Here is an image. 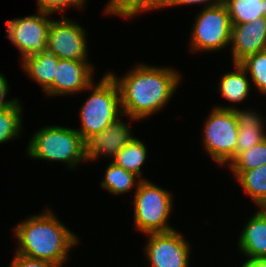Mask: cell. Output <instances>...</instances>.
I'll return each mask as SVG.
<instances>
[{"mask_svg": "<svg viewBox=\"0 0 266 267\" xmlns=\"http://www.w3.org/2000/svg\"><path fill=\"white\" fill-rule=\"evenodd\" d=\"M122 77L108 71L118 85L124 116L138 121L161 112L172 100L182 82V73L171 66L133 65Z\"/></svg>", "mask_w": 266, "mask_h": 267, "instance_id": "1", "label": "cell"}, {"mask_svg": "<svg viewBox=\"0 0 266 267\" xmlns=\"http://www.w3.org/2000/svg\"><path fill=\"white\" fill-rule=\"evenodd\" d=\"M16 253L32 259L68 263L70 251L80 238L48 207L13 227Z\"/></svg>", "mask_w": 266, "mask_h": 267, "instance_id": "2", "label": "cell"}, {"mask_svg": "<svg viewBox=\"0 0 266 267\" xmlns=\"http://www.w3.org/2000/svg\"><path fill=\"white\" fill-rule=\"evenodd\" d=\"M31 138L25 152L32 161L64 163L68 170L87 162L84 140L75 128L47 125L33 132Z\"/></svg>", "mask_w": 266, "mask_h": 267, "instance_id": "3", "label": "cell"}, {"mask_svg": "<svg viewBox=\"0 0 266 267\" xmlns=\"http://www.w3.org/2000/svg\"><path fill=\"white\" fill-rule=\"evenodd\" d=\"M89 95L79 108L80 127L76 131L85 141L91 135L102 132L122 115L120 91L112 76L106 72L99 82H92L85 92ZM90 91H92L90 93Z\"/></svg>", "mask_w": 266, "mask_h": 267, "instance_id": "4", "label": "cell"}, {"mask_svg": "<svg viewBox=\"0 0 266 267\" xmlns=\"http://www.w3.org/2000/svg\"><path fill=\"white\" fill-rule=\"evenodd\" d=\"M133 198L134 227L143 234L175 230L168 222L172 214L173 194L151 180L139 182Z\"/></svg>", "mask_w": 266, "mask_h": 267, "instance_id": "5", "label": "cell"}, {"mask_svg": "<svg viewBox=\"0 0 266 267\" xmlns=\"http://www.w3.org/2000/svg\"><path fill=\"white\" fill-rule=\"evenodd\" d=\"M194 19L188 40L189 51L213 53L229 47L232 23L224 3L200 9Z\"/></svg>", "mask_w": 266, "mask_h": 267, "instance_id": "6", "label": "cell"}, {"mask_svg": "<svg viewBox=\"0 0 266 267\" xmlns=\"http://www.w3.org/2000/svg\"><path fill=\"white\" fill-rule=\"evenodd\" d=\"M203 149L219 166H227L235 158L238 122L231 109L213 107L203 123Z\"/></svg>", "mask_w": 266, "mask_h": 267, "instance_id": "7", "label": "cell"}, {"mask_svg": "<svg viewBox=\"0 0 266 267\" xmlns=\"http://www.w3.org/2000/svg\"><path fill=\"white\" fill-rule=\"evenodd\" d=\"M52 15L37 11V14L13 18L5 22L7 32L5 36L18 49L20 61L31 55L46 52Z\"/></svg>", "mask_w": 266, "mask_h": 267, "instance_id": "8", "label": "cell"}, {"mask_svg": "<svg viewBox=\"0 0 266 267\" xmlns=\"http://www.w3.org/2000/svg\"><path fill=\"white\" fill-rule=\"evenodd\" d=\"M73 20L64 15L51 20L46 51L59 59L91 61L87 44L89 34L80 22Z\"/></svg>", "mask_w": 266, "mask_h": 267, "instance_id": "9", "label": "cell"}, {"mask_svg": "<svg viewBox=\"0 0 266 267\" xmlns=\"http://www.w3.org/2000/svg\"><path fill=\"white\" fill-rule=\"evenodd\" d=\"M145 237L143 252L148 267H189L192 247L181 231L148 233Z\"/></svg>", "mask_w": 266, "mask_h": 267, "instance_id": "10", "label": "cell"}, {"mask_svg": "<svg viewBox=\"0 0 266 267\" xmlns=\"http://www.w3.org/2000/svg\"><path fill=\"white\" fill-rule=\"evenodd\" d=\"M123 116L122 114L102 132L91 135L84 141L85 156L88 163L100 160L101 156L112 162L117 153L133 139L134 133L130 124L132 121H139L130 116ZM122 117L127 118V120L129 118L128 122L130 123L123 120Z\"/></svg>", "mask_w": 266, "mask_h": 267, "instance_id": "11", "label": "cell"}, {"mask_svg": "<svg viewBox=\"0 0 266 267\" xmlns=\"http://www.w3.org/2000/svg\"><path fill=\"white\" fill-rule=\"evenodd\" d=\"M95 69L90 61L59 59L53 83L44 91V95L47 98H59L84 92L95 79Z\"/></svg>", "mask_w": 266, "mask_h": 267, "instance_id": "12", "label": "cell"}, {"mask_svg": "<svg viewBox=\"0 0 266 267\" xmlns=\"http://www.w3.org/2000/svg\"><path fill=\"white\" fill-rule=\"evenodd\" d=\"M232 63L239 64L246 57L266 50V17L253 22L232 24L230 45Z\"/></svg>", "mask_w": 266, "mask_h": 267, "instance_id": "13", "label": "cell"}, {"mask_svg": "<svg viewBox=\"0 0 266 267\" xmlns=\"http://www.w3.org/2000/svg\"><path fill=\"white\" fill-rule=\"evenodd\" d=\"M242 228L237 248L246 259L266 258V209L258 208Z\"/></svg>", "mask_w": 266, "mask_h": 267, "instance_id": "14", "label": "cell"}, {"mask_svg": "<svg viewBox=\"0 0 266 267\" xmlns=\"http://www.w3.org/2000/svg\"><path fill=\"white\" fill-rule=\"evenodd\" d=\"M233 111L238 122V139L235 150L236 157L238 154L248 151L266 139V116H263L257 109L255 110V108L246 107L241 109L240 107H236Z\"/></svg>", "mask_w": 266, "mask_h": 267, "instance_id": "15", "label": "cell"}, {"mask_svg": "<svg viewBox=\"0 0 266 267\" xmlns=\"http://www.w3.org/2000/svg\"><path fill=\"white\" fill-rule=\"evenodd\" d=\"M217 85L219 86L217 92L225 99V102L227 100L231 104L214 106L219 109L233 110L241 102L247 101L251 88H253L248 74L240 64H233V71L221 75Z\"/></svg>", "mask_w": 266, "mask_h": 267, "instance_id": "16", "label": "cell"}, {"mask_svg": "<svg viewBox=\"0 0 266 267\" xmlns=\"http://www.w3.org/2000/svg\"><path fill=\"white\" fill-rule=\"evenodd\" d=\"M58 61L56 55L46 51L22 59L20 67L44 92L53 83Z\"/></svg>", "mask_w": 266, "mask_h": 267, "instance_id": "17", "label": "cell"}, {"mask_svg": "<svg viewBox=\"0 0 266 267\" xmlns=\"http://www.w3.org/2000/svg\"><path fill=\"white\" fill-rule=\"evenodd\" d=\"M257 208L266 207V164L244 172H231Z\"/></svg>", "mask_w": 266, "mask_h": 267, "instance_id": "18", "label": "cell"}, {"mask_svg": "<svg viewBox=\"0 0 266 267\" xmlns=\"http://www.w3.org/2000/svg\"><path fill=\"white\" fill-rule=\"evenodd\" d=\"M100 186L111 195L121 196L127 192L136 191L141 179L123 167L109 162L106 166Z\"/></svg>", "mask_w": 266, "mask_h": 267, "instance_id": "19", "label": "cell"}, {"mask_svg": "<svg viewBox=\"0 0 266 267\" xmlns=\"http://www.w3.org/2000/svg\"><path fill=\"white\" fill-rule=\"evenodd\" d=\"M147 151L148 148L143 141L134 136L133 139L117 153V156L112 162L134 173L141 180H145V177H142V167L148 158Z\"/></svg>", "mask_w": 266, "mask_h": 267, "instance_id": "20", "label": "cell"}, {"mask_svg": "<svg viewBox=\"0 0 266 267\" xmlns=\"http://www.w3.org/2000/svg\"><path fill=\"white\" fill-rule=\"evenodd\" d=\"M14 98L9 104L0 107V144L16 140L23 135V106Z\"/></svg>", "mask_w": 266, "mask_h": 267, "instance_id": "21", "label": "cell"}, {"mask_svg": "<svg viewBox=\"0 0 266 267\" xmlns=\"http://www.w3.org/2000/svg\"><path fill=\"white\" fill-rule=\"evenodd\" d=\"M164 0H108L103 14L133 19L136 15L148 13L163 8Z\"/></svg>", "mask_w": 266, "mask_h": 267, "instance_id": "22", "label": "cell"}, {"mask_svg": "<svg viewBox=\"0 0 266 267\" xmlns=\"http://www.w3.org/2000/svg\"><path fill=\"white\" fill-rule=\"evenodd\" d=\"M232 24L253 22L266 17V0H223Z\"/></svg>", "mask_w": 266, "mask_h": 267, "instance_id": "23", "label": "cell"}, {"mask_svg": "<svg viewBox=\"0 0 266 267\" xmlns=\"http://www.w3.org/2000/svg\"><path fill=\"white\" fill-rule=\"evenodd\" d=\"M239 64L250 76L254 90L266 96V50L246 57Z\"/></svg>", "mask_w": 266, "mask_h": 267, "instance_id": "24", "label": "cell"}, {"mask_svg": "<svg viewBox=\"0 0 266 267\" xmlns=\"http://www.w3.org/2000/svg\"><path fill=\"white\" fill-rule=\"evenodd\" d=\"M266 164V139L238 154L226 167L228 172H244Z\"/></svg>", "mask_w": 266, "mask_h": 267, "instance_id": "25", "label": "cell"}, {"mask_svg": "<svg viewBox=\"0 0 266 267\" xmlns=\"http://www.w3.org/2000/svg\"><path fill=\"white\" fill-rule=\"evenodd\" d=\"M87 1L88 0H36V7L37 11L51 13L54 14V16L55 13H62L61 15H65V11L71 7L84 9Z\"/></svg>", "mask_w": 266, "mask_h": 267, "instance_id": "26", "label": "cell"}, {"mask_svg": "<svg viewBox=\"0 0 266 267\" xmlns=\"http://www.w3.org/2000/svg\"><path fill=\"white\" fill-rule=\"evenodd\" d=\"M13 259L11 264L8 267H63L65 264L54 263L51 261L32 259L20 255L19 253L14 252Z\"/></svg>", "mask_w": 266, "mask_h": 267, "instance_id": "27", "label": "cell"}, {"mask_svg": "<svg viewBox=\"0 0 266 267\" xmlns=\"http://www.w3.org/2000/svg\"><path fill=\"white\" fill-rule=\"evenodd\" d=\"M223 3V0H164L163 8L168 7H179V6H188L189 5H202L204 7L214 6ZM205 5V6H204Z\"/></svg>", "mask_w": 266, "mask_h": 267, "instance_id": "28", "label": "cell"}, {"mask_svg": "<svg viewBox=\"0 0 266 267\" xmlns=\"http://www.w3.org/2000/svg\"><path fill=\"white\" fill-rule=\"evenodd\" d=\"M10 87L7 78L0 72V107H3L13 101L14 98L6 99L9 96Z\"/></svg>", "mask_w": 266, "mask_h": 267, "instance_id": "29", "label": "cell"}, {"mask_svg": "<svg viewBox=\"0 0 266 267\" xmlns=\"http://www.w3.org/2000/svg\"><path fill=\"white\" fill-rule=\"evenodd\" d=\"M241 267H266V258H255L244 261L241 263Z\"/></svg>", "mask_w": 266, "mask_h": 267, "instance_id": "30", "label": "cell"}]
</instances>
